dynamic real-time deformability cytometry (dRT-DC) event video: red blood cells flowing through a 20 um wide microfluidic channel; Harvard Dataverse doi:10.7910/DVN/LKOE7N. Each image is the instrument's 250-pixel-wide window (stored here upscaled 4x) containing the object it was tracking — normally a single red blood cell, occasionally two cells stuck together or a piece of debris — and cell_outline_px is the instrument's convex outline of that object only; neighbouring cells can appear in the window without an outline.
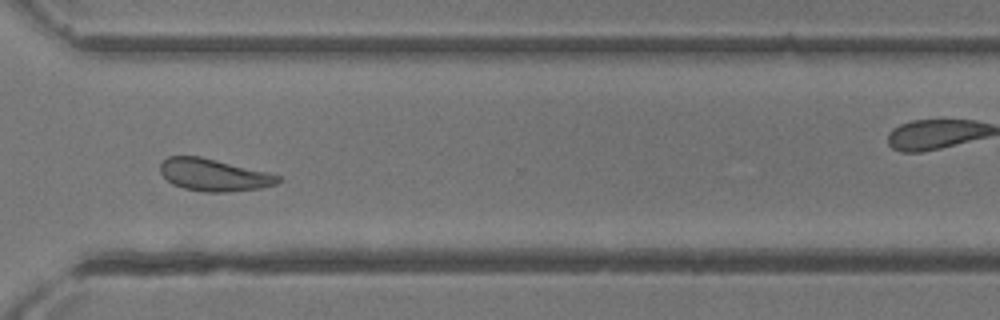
{"species": "common noctule bat (a hibernating species)", "species_latin": "Nyctalus noctula", "temperature_condition": "room temperature", "stored_images_in_passage": 30, "camera_frame_rate_fps": 3000, "um_per_image_px": 0.085, "animal": {"sex": "female"}, "frame": {"image": 1, "passage_image": 26, "time_ms": 8.333, "image_size_px": [1000, 320], "cell_outline_px": [[284, 180], [276, 184], [260, 188], [224, 192], [204, 192], [184, 188], [172, 184], [160, 172], [160, 160], [168, 156], [200, 156], [268, 172], [280, 176]], "centroid_in_image_um": [18.17, 14.86], "position_along_channel_um": 352.4, "area_um2": 22.2}}